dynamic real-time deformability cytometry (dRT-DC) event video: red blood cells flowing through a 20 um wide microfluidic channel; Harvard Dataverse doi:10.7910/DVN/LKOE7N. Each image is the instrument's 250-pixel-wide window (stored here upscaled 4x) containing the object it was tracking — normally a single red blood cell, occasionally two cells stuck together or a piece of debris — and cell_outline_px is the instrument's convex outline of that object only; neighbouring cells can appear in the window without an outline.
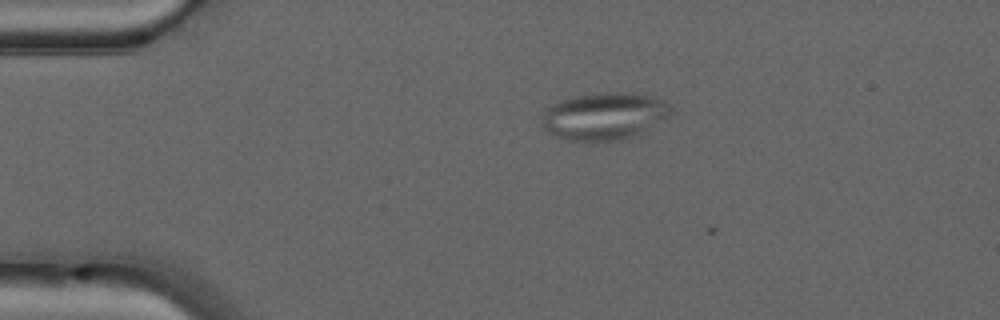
{"species": "common noctule bat (a hibernating species)", "species_latin": "Nyctalus noctula", "temperature_condition": "warm", "stored_images_in_passage": 9, "camera_frame_rate_fps": 3000, "um_per_image_px": 0.085, "animal": {"sex": "male", "forearm_length_mm": 52.5}, "frame": {"image": 1, "passage_image": 3, "time_ms": 0.667, "image_size_px": [1000, 320], "cell_outline_px": [[676, 116], [640, 136], [624, 140], [568, 140], [548, 132], [540, 128], [540, 120], [544, 112], [552, 104], [560, 100], [572, 96], [600, 92], [632, 92], [652, 96], [664, 100], [672, 104], [676, 112]], "centroid_in_image_um": [51.51, 9.87], "position_along_channel_um": 33.5, "area_um2": 37.17}}